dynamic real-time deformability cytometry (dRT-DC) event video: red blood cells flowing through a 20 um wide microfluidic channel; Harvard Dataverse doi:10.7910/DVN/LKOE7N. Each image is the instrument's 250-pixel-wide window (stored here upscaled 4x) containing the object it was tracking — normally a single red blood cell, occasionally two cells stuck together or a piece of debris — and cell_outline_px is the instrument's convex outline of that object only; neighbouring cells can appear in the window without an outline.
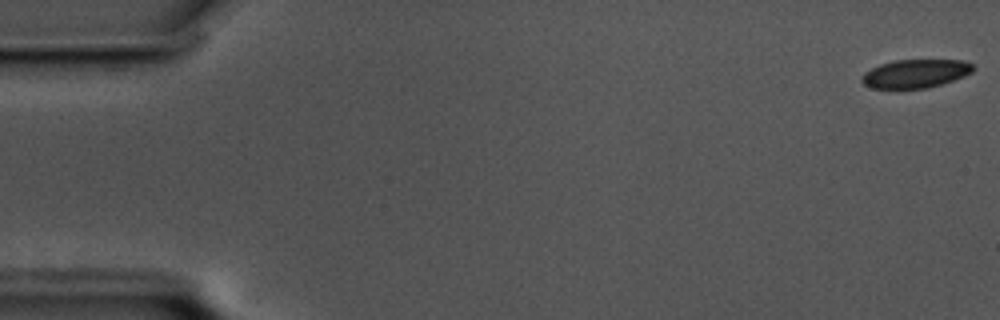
{"species": "common noctule bat (a hibernating species)", "species_latin": "Nyctalus noctula", "temperature_condition": "cold", "stored_images_in_passage": 58, "camera_frame_rate_fps": 3000, "um_per_image_px": 0.085, "animal": {"sex": "male", "body_mass_g": 17.5, "forearm_length_mm": 52.3}, "frame": {"image": 1, "passage_image": 1, "time_ms": 0.0, "image_size_px": [1000, 320], "cell_outline_px": [[976, 68], [972, 72], [964, 76], [940, 84], [924, 88], [872, 88], [864, 84], [860, 80], [864, 72], [880, 64], [896, 60], [964, 60], [972, 64]], "centroid_in_image_um": [77.82, 6.24], "position_along_channel_um": 7.2, "area_um2": 18.32}}
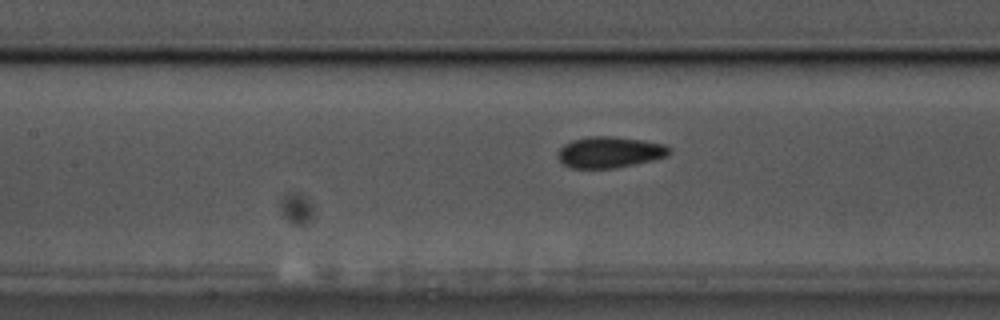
{"frame": {"image": 2, "passage_image": 26, "time_ms": 8.333, "image_size_px": [1000, 320], "cell_outline_px": [[672, 152], [668, 156], [652, 160], [616, 168], [572, 168], [564, 164], [556, 156], [556, 152], [564, 144], [572, 140], [592, 136], [612, 136], [644, 140], [664, 144], [672, 148]], "centroid_in_image_um": [51.84, 12.93], "position_along_channel_um": 155.6, "area_um2": 20.4}}
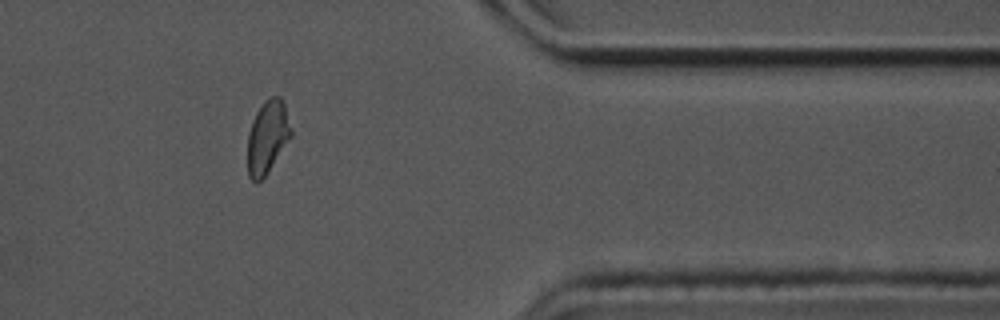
{"frame": {"image": 3, "passage_image": 48, "time_ms": 15.667, "image_size_px": [1000, 320], "cell_outline_px": [[292, 136], [264, 176], [256, 184], [248, 176], [248, 132], [252, 120], [256, 112], [272, 96], [280, 96], [284, 104], [292, 128]], "centroid_in_image_um": [22.73, 11.65], "position_along_channel_um": 388.7, "area_um2": 18.21}, "authors_computed_cell_mechanics": {"area_um2": 19.7098, "velocity_mm_per_s": 3.4562, "shape_relaxation_time_tau1_ms": 3.2286, "shape_relaxation_time_tau2_ms": 2.1416, "deformation_change_tau1": 0.0714, "deformation_change_tau2": 0.0669}}